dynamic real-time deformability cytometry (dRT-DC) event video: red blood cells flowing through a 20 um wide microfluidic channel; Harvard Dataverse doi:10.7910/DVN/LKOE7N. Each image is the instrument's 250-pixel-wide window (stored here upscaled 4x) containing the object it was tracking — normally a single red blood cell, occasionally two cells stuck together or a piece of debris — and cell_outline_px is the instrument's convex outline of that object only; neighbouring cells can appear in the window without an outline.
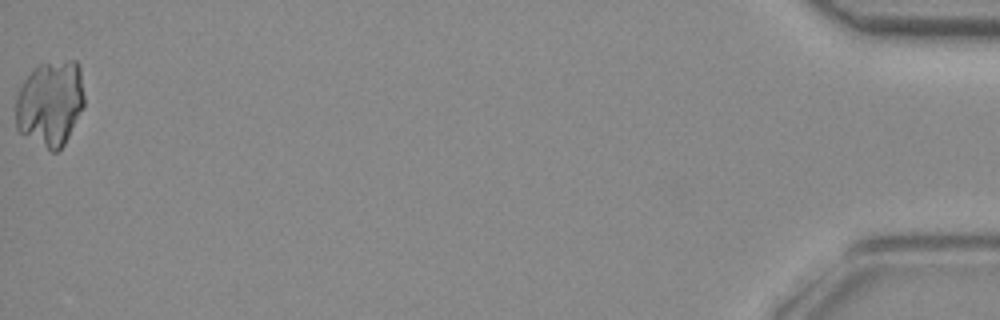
{"species": "common noctule bat (a hibernating species)", "species_latin": "Nyctalus noctula", "temperature_condition": "room temperature", "stored_images_in_passage": 34, "camera_frame_rate_fps": 3000, "um_per_image_px": 0.085, "animal": {"sex": "female", "body_mass_g": 29.2, "forearm_length_mm": 56.3}, "frame": {"image": 1, "passage_image": 34, "time_ms": 11.0, "image_size_px": [1000, 320], "cell_outline_px": [[84, 104], [64, 144], [56, 152], [52, 152], [20, 132], [16, 128], [16, 96], [24, 80], [40, 64], [72, 60], [76, 60], [80, 64], [84, 96]], "centroid_in_image_um": [4.28, 8.77], "position_along_channel_um": 430.9, "area_um2": 33.87}}